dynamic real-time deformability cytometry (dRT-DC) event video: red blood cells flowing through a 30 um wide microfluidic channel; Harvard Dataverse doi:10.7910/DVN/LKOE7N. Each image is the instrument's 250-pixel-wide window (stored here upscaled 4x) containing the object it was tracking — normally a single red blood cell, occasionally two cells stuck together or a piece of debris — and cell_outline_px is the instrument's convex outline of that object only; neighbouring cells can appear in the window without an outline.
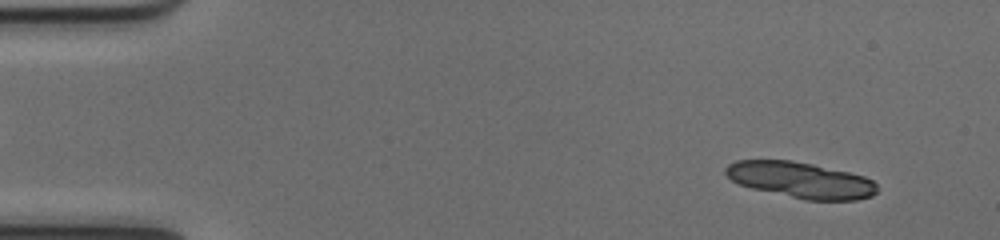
{"species": "common noctule bat (a hibernating species)", "species_latin": "Nyctalus noctula", "temperature_condition": "cold", "stored_images_in_passage": 16, "camera_frame_rate_fps": 3000, "um_per_image_px": 0.085, "animal": {"sex": "female", "body_mass_g": 17.0, "forearm_length_mm": 48.0}, "frame": {"image": 1, "passage_image": 4, "time_ms": 1.0, "image_size_px": [1000, 240], "cell_outline_px": [[876, 192], [872, 196], [856, 200], [804, 200], [752, 188], [740, 184], [732, 180], [724, 172], [724, 168], [728, 164], [736, 160], [792, 160], [812, 164], [848, 172], [864, 176], [872, 180], [876, 184]], "centroid_in_image_um": [68.04, 15.3], "position_along_channel_um": 17.0, "area_um2": 31.67}}